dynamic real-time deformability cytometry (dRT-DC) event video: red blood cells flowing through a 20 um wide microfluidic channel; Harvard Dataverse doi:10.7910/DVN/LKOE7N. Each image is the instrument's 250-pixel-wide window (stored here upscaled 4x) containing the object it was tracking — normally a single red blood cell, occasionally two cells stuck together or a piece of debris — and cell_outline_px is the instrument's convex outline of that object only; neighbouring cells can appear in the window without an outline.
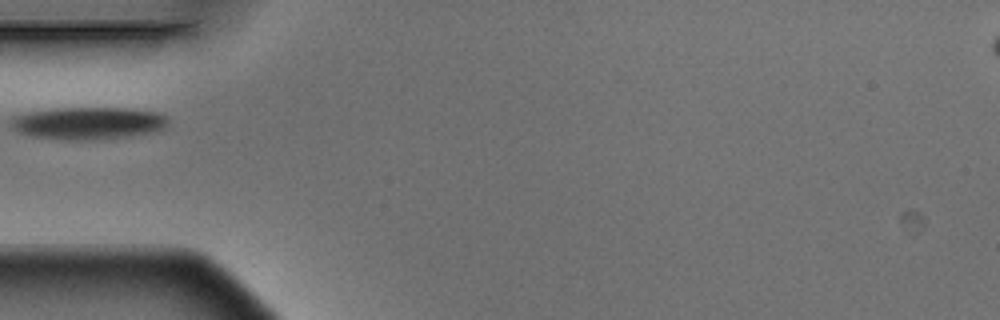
{"species": "Egyptian fruit bat (a non-hibernating species)", "species_latin": "Rousettus aegyptiacus", "temperature_condition": "warm", "stored_images_in_passage": 1, "camera_frame_rate_fps": 3000, "um_per_image_px": 0.085, "animal": {"sex": "male"}, "frame": {"image": 1, "passage_image": 1, "time_ms": 0.0, "image_size_px": [1000, 320], "cell_outline_px": [[168, 124], [164, 128], [156, 132], [128, 136], [68, 140], [36, 136], [20, 132], [12, 128], [12, 120], [16, 116], [32, 112], [52, 108], [132, 108], [156, 112], [168, 116]], "centroid_in_image_um": [7.59, 10.45], "position_along_channel_um": 77.4, "area_um2": 29.13}}